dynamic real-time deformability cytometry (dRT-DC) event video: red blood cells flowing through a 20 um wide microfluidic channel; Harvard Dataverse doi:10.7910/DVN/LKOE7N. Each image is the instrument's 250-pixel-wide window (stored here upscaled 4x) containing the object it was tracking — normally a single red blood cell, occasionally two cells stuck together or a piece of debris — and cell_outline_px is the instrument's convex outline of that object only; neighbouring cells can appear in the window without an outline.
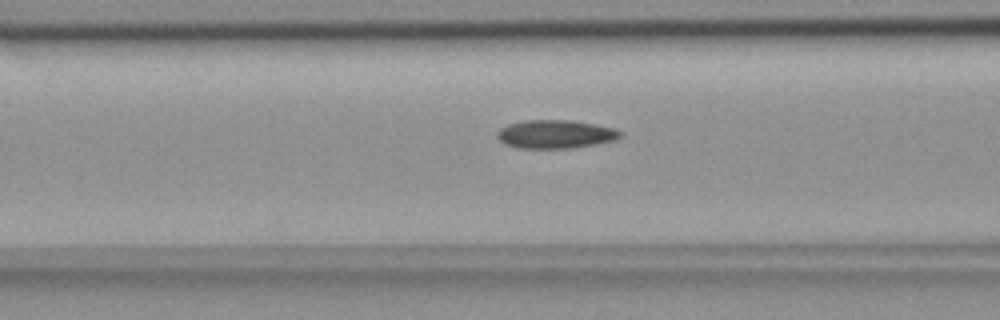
{"species": "common noctule bat (a hibernating species)", "species_latin": "Nyctalus noctula", "temperature_condition": "room temperature", "stored_images_in_passage": 57, "segment_of_instrument_passage": [1, 2], "camera_frame_rate_fps": 3000, "um_per_image_px": 0.085, "animal": {"sex": "female", "body_mass_g": 18.4}, "frame": {"image": 1, "passage_image": 22, "time_ms": 7.0, "image_size_px": [1000, 320], "cell_outline_px": [[624, 136], [616, 140], [596, 144], [572, 148], [516, 148], [504, 144], [496, 136], [496, 132], [500, 128], [508, 124], [524, 120], [572, 120], [596, 124], [612, 128], [624, 132]], "centroid_in_image_um": [47.22, 11.4], "position_along_channel_um": 119.4, "area_um2": 20.69}}
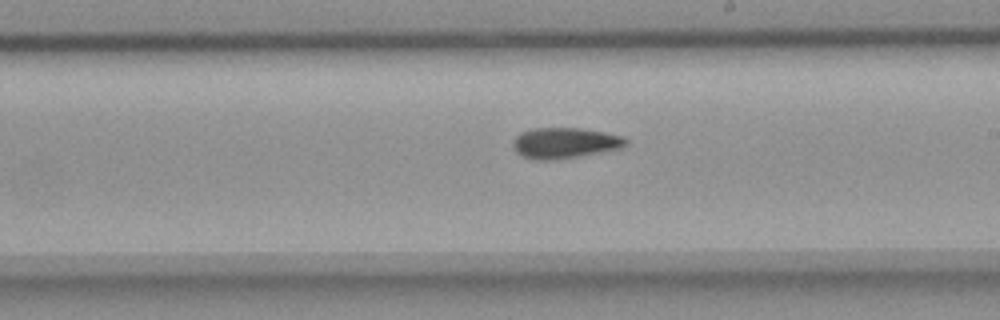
{"frame": {"image": 2, "passage_image": 32, "time_ms": 10.333, "image_size_px": [1000, 320], "cell_outline_px": [[628, 144], [620, 148], [580, 156], [556, 160], [532, 160], [516, 152], [512, 144], [512, 140], [520, 132], [532, 128], [580, 128], [604, 132], [624, 136], [628, 140]], "centroid_in_image_um": [47.99, 12.15], "position_along_channel_um": 241.0, "area_um2": 20.4}}
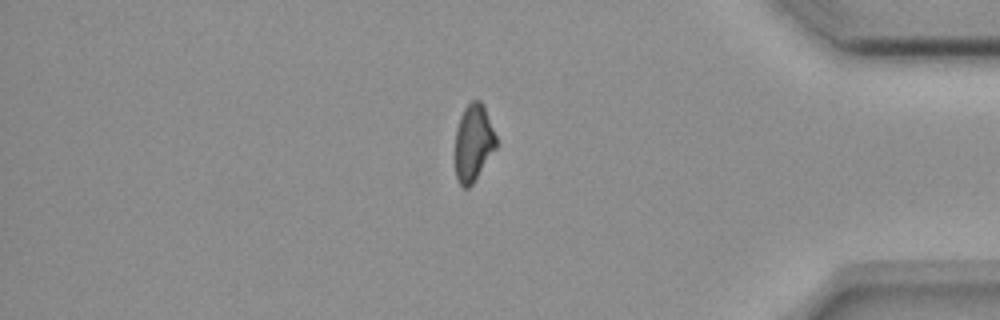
{"frame": {"image": 3, "passage_image": 47, "time_ms": 15.333, "image_size_px": [1000, 320], "cell_outline_px": [[496, 148], [472, 184], [468, 188], [464, 188], [460, 184], [456, 176], [456, 128], [460, 116], [464, 108], [472, 100], [480, 100], [484, 108], [496, 136]], "centroid_in_image_um": [40.23, 12.14], "position_along_channel_um": 395.0, "area_um2": 18.03}}